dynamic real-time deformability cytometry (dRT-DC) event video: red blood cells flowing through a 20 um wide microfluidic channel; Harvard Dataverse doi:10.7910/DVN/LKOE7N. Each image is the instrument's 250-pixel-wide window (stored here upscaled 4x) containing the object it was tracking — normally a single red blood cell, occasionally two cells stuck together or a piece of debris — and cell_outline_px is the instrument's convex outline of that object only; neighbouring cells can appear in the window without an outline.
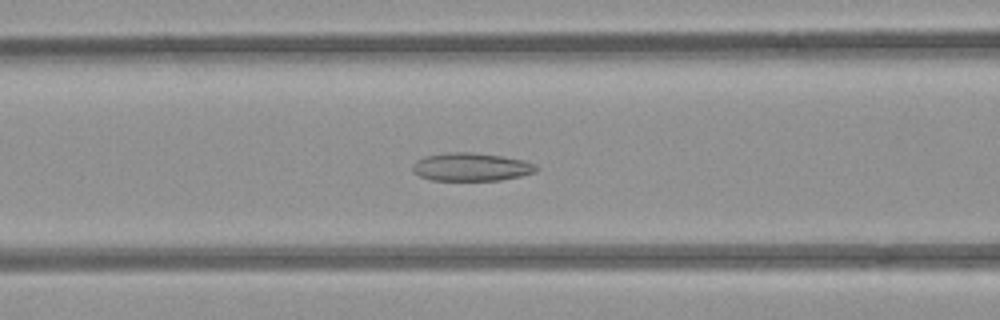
{"species": "common noctule bat (a hibernating species)", "species_latin": "Nyctalus noctula", "temperature_condition": "room temperature", "stored_images_in_passage": 54, "camera_frame_rate_fps": 3000, "um_per_image_px": 0.085, "animal": {"sex": "female", "body_mass_g": 21.9}, "frame": {"image": 1, "passage_image": 22, "time_ms": 7.0, "image_size_px": [1000, 320], "cell_outline_px": [[540, 168], [536, 172], [520, 176], [500, 180], [432, 180], [420, 176], [412, 172], [412, 164], [416, 160], [424, 156], [448, 152], [472, 152], [504, 156], [524, 160], [536, 164]], "centroid_in_image_um": [40.06, 14.18], "position_along_channel_um": 126.5, "area_um2": 20.52}}
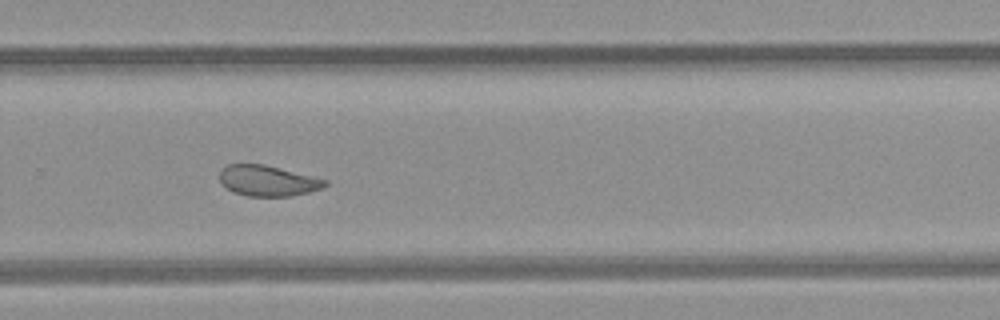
{"frame": {"image": 2, "passage_image": 36, "time_ms": 11.667, "image_size_px": [1000, 320], "cell_outline_px": [[328, 184], [324, 188], [292, 196], [248, 196], [236, 192], [228, 188], [220, 180], [220, 168], [228, 164], [264, 164], [328, 180]], "centroid_in_image_um": [22.79, 15.35], "position_along_channel_um": 307.0, "area_um2": 18.73}}
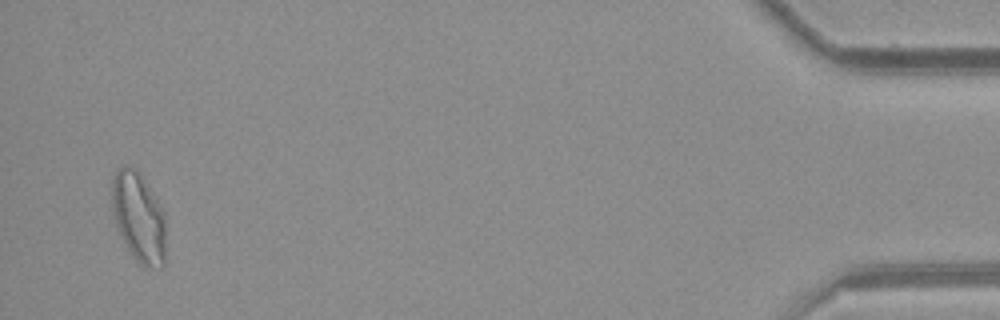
{"frame": {"image": 3, "passage_image": 52, "time_ms": 17.0, "image_size_px": [1000, 320], "cell_outline_px": [[164, 268], [144, 268], [132, 256], [120, 236], [116, 224], [112, 208], [112, 180], [116, 168], [124, 164], [132, 164], [140, 172], [164, 212]], "centroid_in_image_um": [11.76, 18.44], "position_along_channel_um": 423.4, "area_um2": 28.55}, "authors_computed_cell_mechanics": {"area_um2": 22.7732, "velocity_mm_per_s": 3.8778, "shape_relaxation_time_tau1_ms": null, "shape_relaxation_time_tau2_ms": 2.1938, "deformation_change_tau1": null, "deformation_change_tau2": 0.0825}}